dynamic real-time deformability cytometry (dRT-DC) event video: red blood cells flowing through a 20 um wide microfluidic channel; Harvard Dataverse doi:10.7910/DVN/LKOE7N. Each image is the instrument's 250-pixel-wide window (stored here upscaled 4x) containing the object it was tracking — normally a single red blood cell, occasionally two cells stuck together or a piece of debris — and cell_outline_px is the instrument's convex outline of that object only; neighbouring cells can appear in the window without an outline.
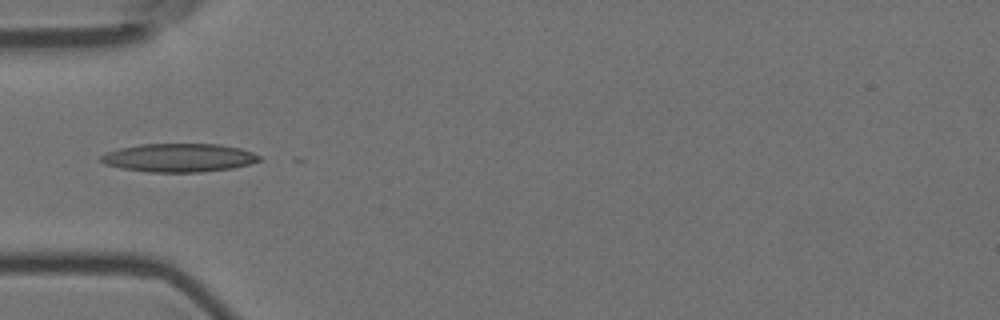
{"species": "Egyptian fruit bat (a non-hibernating species)", "species_latin": "Rousettus aegyptiacus", "temperature_condition": "room temperature", "stored_images_in_passage": 5, "camera_frame_rate_fps": 3000, "um_per_image_px": 0.085, "animal": {"sex": "female"}, "frame": {"image": 1, "passage_image": 5, "time_ms": 1.333, "image_size_px": [1000, 320], "cell_outline_px": [[260, 160], [248, 164], [232, 168], [200, 172], [148, 172], [120, 168], [104, 164], [96, 160], [100, 156], [108, 152], [120, 148], [140, 144], [220, 144], [240, 148], [252, 152], [260, 156]], "centroid_in_image_um": [15.16, 13.41], "position_along_channel_um": 69.8, "area_um2": 26.3}}